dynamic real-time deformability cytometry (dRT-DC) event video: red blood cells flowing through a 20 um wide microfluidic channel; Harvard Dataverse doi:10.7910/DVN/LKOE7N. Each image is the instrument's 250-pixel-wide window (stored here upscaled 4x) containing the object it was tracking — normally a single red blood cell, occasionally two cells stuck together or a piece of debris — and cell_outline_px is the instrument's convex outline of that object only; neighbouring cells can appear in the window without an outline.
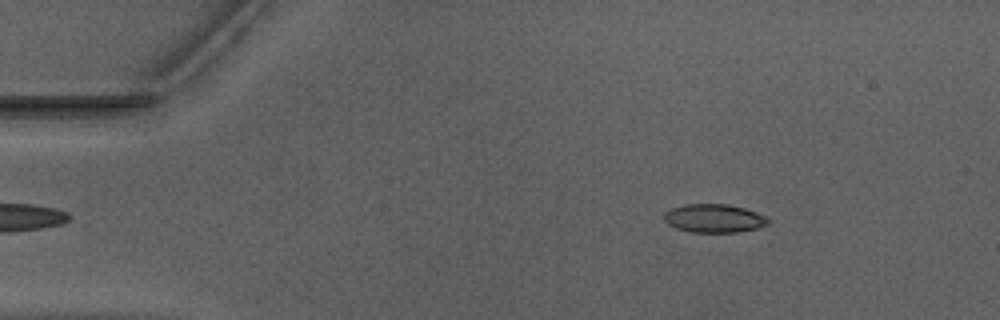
{"species": "Egyptian fruit bat (a non-hibernating species)", "species_latin": "Rousettus aegyptiacus", "temperature_condition": "warm", "stored_images_in_passage": 17, "camera_frame_rate_fps": 3000, "um_per_image_px": 0.085, "animal": {"sex": "male"}, "frame": {"image": 1, "passage_image": 7, "time_ms": 2.0, "image_size_px": [1000, 320], "cell_outline_px": [[772, 220], [768, 224], [756, 228], [736, 232], [692, 232], [676, 228], [668, 224], [664, 220], [664, 212], [672, 208], [688, 204], [728, 204], [744, 208], [768, 216]], "centroid_in_image_um": [60.72, 18.55], "position_along_channel_um": 24.3, "area_um2": 17.28}}
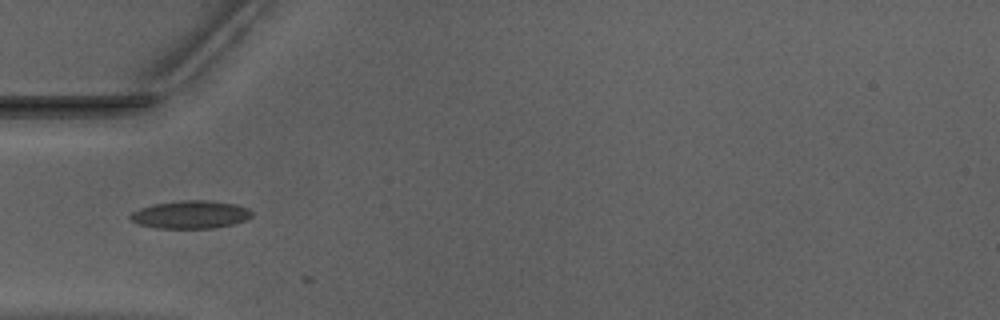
{"frame": {"image": 2, "passage_image": 16, "time_ms": 5.0, "image_size_px": [1000, 320], "cell_outline_px": [[252, 216], [244, 220], [232, 224], [212, 228], [156, 228], [140, 224], [132, 220], [128, 216], [132, 212], [140, 208], [152, 204], [184, 200], [208, 200], [236, 204], [248, 208], [252, 212]], "centroid_in_image_um": [16.19, 18.23], "position_along_channel_um": 68.8, "area_um2": 19.65}}